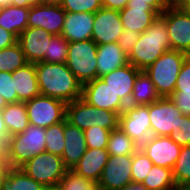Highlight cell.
<instances>
[{"label":"cell","instance_id":"obj_41","mask_svg":"<svg viewBox=\"0 0 190 190\" xmlns=\"http://www.w3.org/2000/svg\"><path fill=\"white\" fill-rule=\"evenodd\" d=\"M174 93H190V56L182 64Z\"/></svg>","mask_w":190,"mask_h":190},{"label":"cell","instance_id":"obj_17","mask_svg":"<svg viewBox=\"0 0 190 190\" xmlns=\"http://www.w3.org/2000/svg\"><path fill=\"white\" fill-rule=\"evenodd\" d=\"M54 35L37 27H27L18 37L17 42L28 63L44 62L48 44Z\"/></svg>","mask_w":190,"mask_h":190},{"label":"cell","instance_id":"obj_44","mask_svg":"<svg viewBox=\"0 0 190 190\" xmlns=\"http://www.w3.org/2000/svg\"><path fill=\"white\" fill-rule=\"evenodd\" d=\"M170 99L174 102L182 115L190 117V93H173Z\"/></svg>","mask_w":190,"mask_h":190},{"label":"cell","instance_id":"obj_37","mask_svg":"<svg viewBox=\"0 0 190 190\" xmlns=\"http://www.w3.org/2000/svg\"><path fill=\"white\" fill-rule=\"evenodd\" d=\"M111 130L99 126H92L84 130L85 141L88 148H107Z\"/></svg>","mask_w":190,"mask_h":190},{"label":"cell","instance_id":"obj_47","mask_svg":"<svg viewBox=\"0 0 190 190\" xmlns=\"http://www.w3.org/2000/svg\"><path fill=\"white\" fill-rule=\"evenodd\" d=\"M172 6L190 14V0H172Z\"/></svg>","mask_w":190,"mask_h":190},{"label":"cell","instance_id":"obj_55","mask_svg":"<svg viewBox=\"0 0 190 190\" xmlns=\"http://www.w3.org/2000/svg\"><path fill=\"white\" fill-rule=\"evenodd\" d=\"M12 0H0V7H5L10 5Z\"/></svg>","mask_w":190,"mask_h":190},{"label":"cell","instance_id":"obj_40","mask_svg":"<svg viewBox=\"0 0 190 190\" xmlns=\"http://www.w3.org/2000/svg\"><path fill=\"white\" fill-rule=\"evenodd\" d=\"M0 96L4 97L7 103L20 102L15 90L14 80L9 72H0Z\"/></svg>","mask_w":190,"mask_h":190},{"label":"cell","instance_id":"obj_53","mask_svg":"<svg viewBox=\"0 0 190 190\" xmlns=\"http://www.w3.org/2000/svg\"><path fill=\"white\" fill-rule=\"evenodd\" d=\"M5 144L0 140V161L5 159Z\"/></svg>","mask_w":190,"mask_h":190},{"label":"cell","instance_id":"obj_31","mask_svg":"<svg viewBox=\"0 0 190 190\" xmlns=\"http://www.w3.org/2000/svg\"><path fill=\"white\" fill-rule=\"evenodd\" d=\"M19 43L0 50V72L12 73L27 64Z\"/></svg>","mask_w":190,"mask_h":190},{"label":"cell","instance_id":"obj_29","mask_svg":"<svg viewBox=\"0 0 190 190\" xmlns=\"http://www.w3.org/2000/svg\"><path fill=\"white\" fill-rule=\"evenodd\" d=\"M1 190H49L30 178L21 168H10L3 179Z\"/></svg>","mask_w":190,"mask_h":190},{"label":"cell","instance_id":"obj_20","mask_svg":"<svg viewBox=\"0 0 190 190\" xmlns=\"http://www.w3.org/2000/svg\"><path fill=\"white\" fill-rule=\"evenodd\" d=\"M94 13L66 12L61 35L68 42L85 41L92 37Z\"/></svg>","mask_w":190,"mask_h":190},{"label":"cell","instance_id":"obj_30","mask_svg":"<svg viewBox=\"0 0 190 190\" xmlns=\"http://www.w3.org/2000/svg\"><path fill=\"white\" fill-rule=\"evenodd\" d=\"M139 149V145L132 140L120 127L111 130L107 151L109 155H133Z\"/></svg>","mask_w":190,"mask_h":190},{"label":"cell","instance_id":"obj_26","mask_svg":"<svg viewBox=\"0 0 190 190\" xmlns=\"http://www.w3.org/2000/svg\"><path fill=\"white\" fill-rule=\"evenodd\" d=\"M9 136L20 134L29 126L25 102L8 103L1 111Z\"/></svg>","mask_w":190,"mask_h":190},{"label":"cell","instance_id":"obj_13","mask_svg":"<svg viewBox=\"0 0 190 190\" xmlns=\"http://www.w3.org/2000/svg\"><path fill=\"white\" fill-rule=\"evenodd\" d=\"M182 114L170 97H160L149 105V118L153 136H169L175 130Z\"/></svg>","mask_w":190,"mask_h":190},{"label":"cell","instance_id":"obj_16","mask_svg":"<svg viewBox=\"0 0 190 190\" xmlns=\"http://www.w3.org/2000/svg\"><path fill=\"white\" fill-rule=\"evenodd\" d=\"M65 14L61 6L34 5L30 7L28 27L42 28L52 35H61Z\"/></svg>","mask_w":190,"mask_h":190},{"label":"cell","instance_id":"obj_5","mask_svg":"<svg viewBox=\"0 0 190 190\" xmlns=\"http://www.w3.org/2000/svg\"><path fill=\"white\" fill-rule=\"evenodd\" d=\"M118 113L106 109L96 108L87 104L82 98L66 104V120L71 125L79 127L82 131L99 126L104 129L119 127Z\"/></svg>","mask_w":190,"mask_h":190},{"label":"cell","instance_id":"obj_35","mask_svg":"<svg viewBox=\"0 0 190 190\" xmlns=\"http://www.w3.org/2000/svg\"><path fill=\"white\" fill-rule=\"evenodd\" d=\"M57 188L59 190H95L97 183L68 170L60 180Z\"/></svg>","mask_w":190,"mask_h":190},{"label":"cell","instance_id":"obj_54","mask_svg":"<svg viewBox=\"0 0 190 190\" xmlns=\"http://www.w3.org/2000/svg\"><path fill=\"white\" fill-rule=\"evenodd\" d=\"M8 103L5 101L4 97L0 96V111H2Z\"/></svg>","mask_w":190,"mask_h":190},{"label":"cell","instance_id":"obj_33","mask_svg":"<svg viewBox=\"0 0 190 190\" xmlns=\"http://www.w3.org/2000/svg\"><path fill=\"white\" fill-rule=\"evenodd\" d=\"M172 171L177 188L190 183V146L181 147Z\"/></svg>","mask_w":190,"mask_h":190},{"label":"cell","instance_id":"obj_12","mask_svg":"<svg viewBox=\"0 0 190 190\" xmlns=\"http://www.w3.org/2000/svg\"><path fill=\"white\" fill-rule=\"evenodd\" d=\"M81 98L96 108L118 113L124 112L127 105L106 85L101 78L88 81L82 85Z\"/></svg>","mask_w":190,"mask_h":190},{"label":"cell","instance_id":"obj_10","mask_svg":"<svg viewBox=\"0 0 190 190\" xmlns=\"http://www.w3.org/2000/svg\"><path fill=\"white\" fill-rule=\"evenodd\" d=\"M131 167L132 155H109L97 183V188L101 190H120L124 188L127 184L133 182Z\"/></svg>","mask_w":190,"mask_h":190},{"label":"cell","instance_id":"obj_52","mask_svg":"<svg viewBox=\"0 0 190 190\" xmlns=\"http://www.w3.org/2000/svg\"><path fill=\"white\" fill-rule=\"evenodd\" d=\"M63 0H38V5L60 6Z\"/></svg>","mask_w":190,"mask_h":190},{"label":"cell","instance_id":"obj_14","mask_svg":"<svg viewBox=\"0 0 190 190\" xmlns=\"http://www.w3.org/2000/svg\"><path fill=\"white\" fill-rule=\"evenodd\" d=\"M124 27L118 10L101 8L94 13L91 40L97 45L117 43Z\"/></svg>","mask_w":190,"mask_h":190},{"label":"cell","instance_id":"obj_50","mask_svg":"<svg viewBox=\"0 0 190 190\" xmlns=\"http://www.w3.org/2000/svg\"><path fill=\"white\" fill-rule=\"evenodd\" d=\"M10 168V165L5 161V159L3 161H0V190L2 187L3 179L8 174Z\"/></svg>","mask_w":190,"mask_h":190},{"label":"cell","instance_id":"obj_23","mask_svg":"<svg viewBox=\"0 0 190 190\" xmlns=\"http://www.w3.org/2000/svg\"><path fill=\"white\" fill-rule=\"evenodd\" d=\"M128 63V56L118 43L97 46V78Z\"/></svg>","mask_w":190,"mask_h":190},{"label":"cell","instance_id":"obj_22","mask_svg":"<svg viewBox=\"0 0 190 190\" xmlns=\"http://www.w3.org/2000/svg\"><path fill=\"white\" fill-rule=\"evenodd\" d=\"M18 100L26 102L40 95L34 63H27L11 73Z\"/></svg>","mask_w":190,"mask_h":190},{"label":"cell","instance_id":"obj_19","mask_svg":"<svg viewBox=\"0 0 190 190\" xmlns=\"http://www.w3.org/2000/svg\"><path fill=\"white\" fill-rule=\"evenodd\" d=\"M64 143V151L61 158L68 170H72L88 147L84 131L79 127L71 125L66 118L64 119Z\"/></svg>","mask_w":190,"mask_h":190},{"label":"cell","instance_id":"obj_27","mask_svg":"<svg viewBox=\"0 0 190 190\" xmlns=\"http://www.w3.org/2000/svg\"><path fill=\"white\" fill-rule=\"evenodd\" d=\"M160 98L150 77L141 70L135 81L130 106L150 105Z\"/></svg>","mask_w":190,"mask_h":190},{"label":"cell","instance_id":"obj_18","mask_svg":"<svg viewBox=\"0 0 190 190\" xmlns=\"http://www.w3.org/2000/svg\"><path fill=\"white\" fill-rule=\"evenodd\" d=\"M141 70L128 63L100 77L126 105H130L134 81Z\"/></svg>","mask_w":190,"mask_h":190},{"label":"cell","instance_id":"obj_45","mask_svg":"<svg viewBox=\"0 0 190 190\" xmlns=\"http://www.w3.org/2000/svg\"><path fill=\"white\" fill-rule=\"evenodd\" d=\"M18 38L11 32L0 27V50L17 43Z\"/></svg>","mask_w":190,"mask_h":190},{"label":"cell","instance_id":"obj_25","mask_svg":"<svg viewBox=\"0 0 190 190\" xmlns=\"http://www.w3.org/2000/svg\"><path fill=\"white\" fill-rule=\"evenodd\" d=\"M29 7L8 5L0 7V27L13 33L17 38L28 27Z\"/></svg>","mask_w":190,"mask_h":190},{"label":"cell","instance_id":"obj_21","mask_svg":"<svg viewBox=\"0 0 190 190\" xmlns=\"http://www.w3.org/2000/svg\"><path fill=\"white\" fill-rule=\"evenodd\" d=\"M108 158L107 148H88L72 170L76 174L98 183Z\"/></svg>","mask_w":190,"mask_h":190},{"label":"cell","instance_id":"obj_46","mask_svg":"<svg viewBox=\"0 0 190 190\" xmlns=\"http://www.w3.org/2000/svg\"><path fill=\"white\" fill-rule=\"evenodd\" d=\"M129 0H101L102 7L113 10H122L127 6Z\"/></svg>","mask_w":190,"mask_h":190},{"label":"cell","instance_id":"obj_9","mask_svg":"<svg viewBox=\"0 0 190 190\" xmlns=\"http://www.w3.org/2000/svg\"><path fill=\"white\" fill-rule=\"evenodd\" d=\"M160 15L166 21L171 49L190 56V14L171 6Z\"/></svg>","mask_w":190,"mask_h":190},{"label":"cell","instance_id":"obj_24","mask_svg":"<svg viewBox=\"0 0 190 190\" xmlns=\"http://www.w3.org/2000/svg\"><path fill=\"white\" fill-rule=\"evenodd\" d=\"M124 30L146 31L159 14L152 7H125L119 11Z\"/></svg>","mask_w":190,"mask_h":190},{"label":"cell","instance_id":"obj_48","mask_svg":"<svg viewBox=\"0 0 190 190\" xmlns=\"http://www.w3.org/2000/svg\"><path fill=\"white\" fill-rule=\"evenodd\" d=\"M9 133L8 130L6 128L4 119L2 117L1 111H0V140L6 144L7 140L9 139Z\"/></svg>","mask_w":190,"mask_h":190},{"label":"cell","instance_id":"obj_8","mask_svg":"<svg viewBox=\"0 0 190 190\" xmlns=\"http://www.w3.org/2000/svg\"><path fill=\"white\" fill-rule=\"evenodd\" d=\"M29 124L48 128L66 117V103L60 99L38 95L26 101Z\"/></svg>","mask_w":190,"mask_h":190},{"label":"cell","instance_id":"obj_32","mask_svg":"<svg viewBox=\"0 0 190 190\" xmlns=\"http://www.w3.org/2000/svg\"><path fill=\"white\" fill-rule=\"evenodd\" d=\"M45 152L62 156L64 151V120L46 128Z\"/></svg>","mask_w":190,"mask_h":190},{"label":"cell","instance_id":"obj_11","mask_svg":"<svg viewBox=\"0 0 190 190\" xmlns=\"http://www.w3.org/2000/svg\"><path fill=\"white\" fill-rule=\"evenodd\" d=\"M119 127L140 146L152 136L149 105H127L120 114Z\"/></svg>","mask_w":190,"mask_h":190},{"label":"cell","instance_id":"obj_6","mask_svg":"<svg viewBox=\"0 0 190 190\" xmlns=\"http://www.w3.org/2000/svg\"><path fill=\"white\" fill-rule=\"evenodd\" d=\"M97 46L91 39L69 42L65 64L82 85L97 78Z\"/></svg>","mask_w":190,"mask_h":190},{"label":"cell","instance_id":"obj_2","mask_svg":"<svg viewBox=\"0 0 190 190\" xmlns=\"http://www.w3.org/2000/svg\"><path fill=\"white\" fill-rule=\"evenodd\" d=\"M168 50H171V45L166 21L159 15L150 27L140 34L135 47L128 55V62L139 70H145Z\"/></svg>","mask_w":190,"mask_h":190},{"label":"cell","instance_id":"obj_3","mask_svg":"<svg viewBox=\"0 0 190 190\" xmlns=\"http://www.w3.org/2000/svg\"><path fill=\"white\" fill-rule=\"evenodd\" d=\"M46 128L29 124L25 131L10 136L5 144V161L12 168H20L36 154L45 152Z\"/></svg>","mask_w":190,"mask_h":190},{"label":"cell","instance_id":"obj_42","mask_svg":"<svg viewBox=\"0 0 190 190\" xmlns=\"http://www.w3.org/2000/svg\"><path fill=\"white\" fill-rule=\"evenodd\" d=\"M172 6V0H129L126 7H152L159 15Z\"/></svg>","mask_w":190,"mask_h":190},{"label":"cell","instance_id":"obj_34","mask_svg":"<svg viewBox=\"0 0 190 190\" xmlns=\"http://www.w3.org/2000/svg\"><path fill=\"white\" fill-rule=\"evenodd\" d=\"M69 42L62 35H54L47 47L44 62L65 63Z\"/></svg>","mask_w":190,"mask_h":190},{"label":"cell","instance_id":"obj_56","mask_svg":"<svg viewBox=\"0 0 190 190\" xmlns=\"http://www.w3.org/2000/svg\"><path fill=\"white\" fill-rule=\"evenodd\" d=\"M178 190H190V183L181 186L180 188H178Z\"/></svg>","mask_w":190,"mask_h":190},{"label":"cell","instance_id":"obj_43","mask_svg":"<svg viewBox=\"0 0 190 190\" xmlns=\"http://www.w3.org/2000/svg\"><path fill=\"white\" fill-rule=\"evenodd\" d=\"M140 34L131 30H124L117 43L119 47L127 54L131 53L139 39Z\"/></svg>","mask_w":190,"mask_h":190},{"label":"cell","instance_id":"obj_7","mask_svg":"<svg viewBox=\"0 0 190 190\" xmlns=\"http://www.w3.org/2000/svg\"><path fill=\"white\" fill-rule=\"evenodd\" d=\"M20 168L30 178L48 189L56 188L64 174L68 171L61 156L48 152L36 154Z\"/></svg>","mask_w":190,"mask_h":190},{"label":"cell","instance_id":"obj_15","mask_svg":"<svg viewBox=\"0 0 190 190\" xmlns=\"http://www.w3.org/2000/svg\"><path fill=\"white\" fill-rule=\"evenodd\" d=\"M139 148L154 165L173 168L179 157L181 146L169 136H150Z\"/></svg>","mask_w":190,"mask_h":190},{"label":"cell","instance_id":"obj_38","mask_svg":"<svg viewBox=\"0 0 190 190\" xmlns=\"http://www.w3.org/2000/svg\"><path fill=\"white\" fill-rule=\"evenodd\" d=\"M66 12L96 13L102 8L101 0H63L60 5Z\"/></svg>","mask_w":190,"mask_h":190},{"label":"cell","instance_id":"obj_28","mask_svg":"<svg viewBox=\"0 0 190 190\" xmlns=\"http://www.w3.org/2000/svg\"><path fill=\"white\" fill-rule=\"evenodd\" d=\"M142 184L148 190H178L171 168L153 165Z\"/></svg>","mask_w":190,"mask_h":190},{"label":"cell","instance_id":"obj_4","mask_svg":"<svg viewBox=\"0 0 190 190\" xmlns=\"http://www.w3.org/2000/svg\"><path fill=\"white\" fill-rule=\"evenodd\" d=\"M187 57V54L171 49L143 70L154 83L160 97H170L174 93L180 69Z\"/></svg>","mask_w":190,"mask_h":190},{"label":"cell","instance_id":"obj_51","mask_svg":"<svg viewBox=\"0 0 190 190\" xmlns=\"http://www.w3.org/2000/svg\"><path fill=\"white\" fill-rule=\"evenodd\" d=\"M120 190H148L142 183L132 182Z\"/></svg>","mask_w":190,"mask_h":190},{"label":"cell","instance_id":"obj_36","mask_svg":"<svg viewBox=\"0 0 190 190\" xmlns=\"http://www.w3.org/2000/svg\"><path fill=\"white\" fill-rule=\"evenodd\" d=\"M154 163L147 157V155L139 148L132 155L131 174L132 180L136 183H142L148 175Z\"/></svg>","mask_w":190,"mask_h":190},{"label":"cell","instance_id":"obj_1","mask_svg":"<svg viewBox=\"0 0 190 190\" xmlns=\"http://www.w3.org/2000/svg\"><path fill=\"white\" fill-rule=\"evenodd\" d=\"M35 68L42 95L60 99L66 104L81 98L82 84L65 63L39 62Z\"/></svg>","mask_w":190,"mask_h":190},{"label":"cell","instance_id":"obj_49","mask_svg":"<svg viewBox=\"0 0 190 190\" xmlns=\"http://www.w3.org/2000/svg\"><path fill=\"white\" fill-rule=\"evenodd\" d=\"M11 5L30 8L34 5H38V0H12Z\"/></svg>","mask_w":190,"mask_h":190},{"label":"cell","instance_id":"obj_39","mask_svg":"<svg viewBox=\"0 0 190 190\" xmlns=\"http://www.w3.org/2000/svg\"><path fill=\"white\" fill-rule=\"evenodd\" d=\"M169 137L181 147L190 146V117H178L175 130H172Z\"/></svg>","mask_w":190,"mask_h":190}]
</instances>
